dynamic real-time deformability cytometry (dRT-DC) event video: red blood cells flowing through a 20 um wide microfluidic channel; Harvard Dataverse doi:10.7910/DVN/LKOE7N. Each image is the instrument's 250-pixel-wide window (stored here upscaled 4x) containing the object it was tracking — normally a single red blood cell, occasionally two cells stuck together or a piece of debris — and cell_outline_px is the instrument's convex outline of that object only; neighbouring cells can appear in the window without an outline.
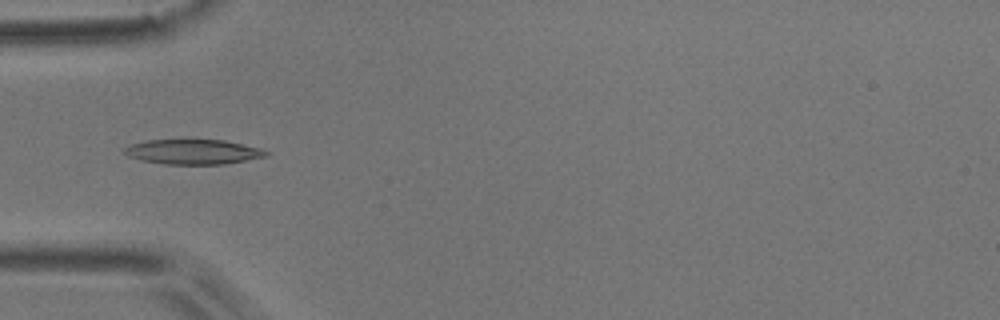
{"species": "common noctule bat (a hibernating species)", "species_latin": "Nyctalus noctula", "temperature_condition": "room temperature", "stored_images_in_passage": 7, "camera_frame_rate_fps": 3000, "um_per_image_px": 0.085, "animal": {"sex": "male", "body_mass_g": 17.9}, "frame": {"image": 1, "passage_image": 5, "time_ms": 1.333, "image_size_px": [1000, 320], "cell_outline_px": [[272, 152], [268, 156], [224, 164], [164, 164], [140, 160], [128, 156], [124, 152], [124, 148], [128, 144], [148, 140], [224, 140], [264, 148]], "centroid_in_image_um": [16.46, 12.9], "position_along_channel_um": 68.5, "area_um2": 20.75}}
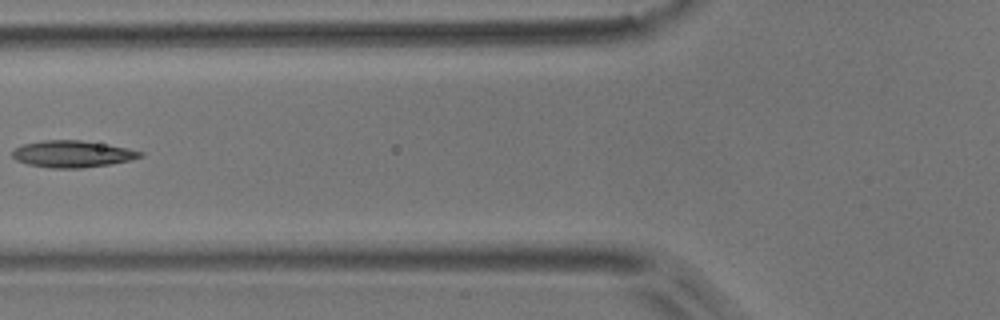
{"frame": {"image": 2, "passage_image": 6, "time_ms": 1.667, "image_size_px": [1000, 320], "cell_outline_px": [[144, 156], [128, 160], [108, 164], [80, 168], [48, 168], [28, 164], [16, 160], [12, 156], [12, 152], [16, 148], [24, 144], [44, 140], [80, 140], [124, 148], [144, 152]], "centroid_in_image_um": [6.11, 13.09], "position_along_channel_um": 119.7, "area_um2": 19.54}}
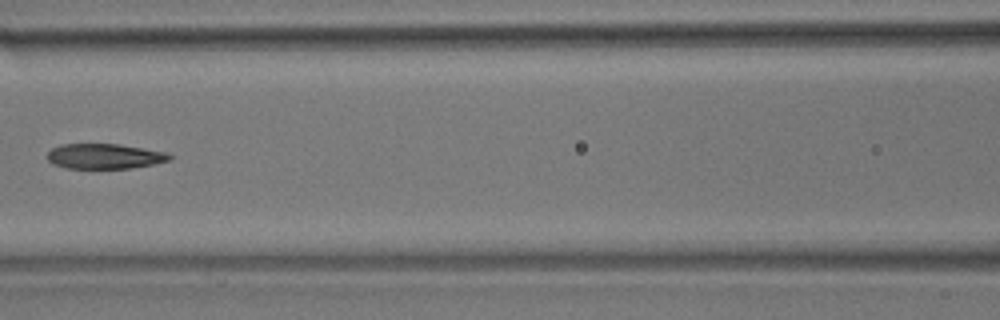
{"frame": {"image": 3, "passage_image": 7, "time_ms": 2.0, "image_size_px": [1000, 320], "cell_outline_px": [[172, 156], [168, 160], [152, 164], [132, 168], [68, 168], [52, 164], [48, 160], [48, 152], [52, 148], [60, 144], [120, 144], [168, 152]], "centroid_in_image_um": [8.88, 13.27], "position_along_channel_um": 157.7, "area_um2": 17.86}}